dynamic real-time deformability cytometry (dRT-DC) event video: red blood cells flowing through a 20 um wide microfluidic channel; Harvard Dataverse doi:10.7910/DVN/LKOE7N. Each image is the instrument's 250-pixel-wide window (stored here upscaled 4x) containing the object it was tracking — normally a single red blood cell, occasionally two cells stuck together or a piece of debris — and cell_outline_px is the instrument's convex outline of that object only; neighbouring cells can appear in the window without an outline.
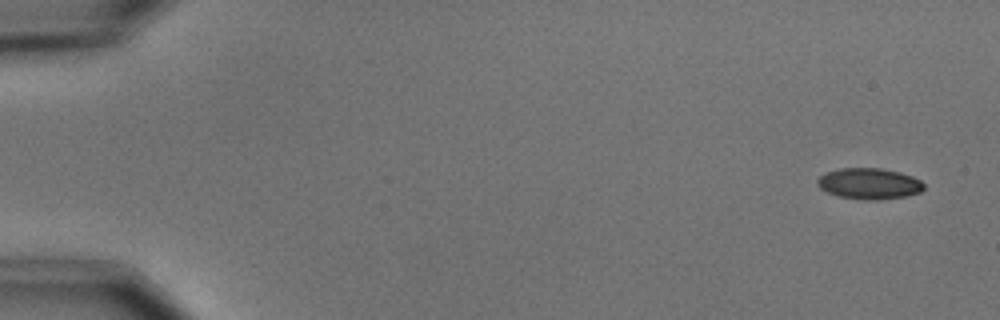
{"species": "common noctule bat (a hibernating species)", "species_latin": "Nyctalus noctula", "temperature_condition": "cold", "stored_images_in_passage": 5, "camera_frame_rate_fps": 3000, "um_per_image_px": 0.085, "animal": {"sex": "male", "body_mass_g": 15.6}, "frame": {"image": 1, "passage_image": 1, "time_ms": 0.0, "image_size_px": [1000, 320], "cell_outline_px": [[924, 188], [920, 192], [908, 196], [880, 200], [860, 200], [840, 196], [828, 192], [820, 188], [816, 184], [816, 180], [820, 176], [828, 172], [840, 168], [880, 168], [900, 172], [912, 176], [920, 180], [924, 184]], "centroid_in_image_um": [73.9, 15.62], "position_along_channel_um": 11.1, "area_um2": 19.36}}
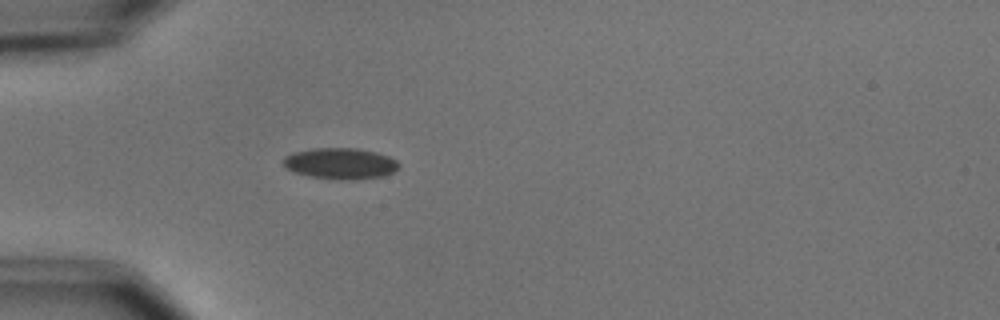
{"frame": {"image": 2, "passage_image": 5, "time_ms": 4.667, "image_size_px": [1000, 320], "cell_outline_px": [[400, 164], [392, 172], [380, 176], [352, 180], [312, 176], [296, 172], [288, 168], [284, 164], [284, 156], [292, 152], [312, 148], [356, 148], [376, 152], [388, 156], [396, 160]], "centroid_in_image_um": [28.93, 13.87], "position_along_channel_um": 56.1, "area_um2": 20.52}}